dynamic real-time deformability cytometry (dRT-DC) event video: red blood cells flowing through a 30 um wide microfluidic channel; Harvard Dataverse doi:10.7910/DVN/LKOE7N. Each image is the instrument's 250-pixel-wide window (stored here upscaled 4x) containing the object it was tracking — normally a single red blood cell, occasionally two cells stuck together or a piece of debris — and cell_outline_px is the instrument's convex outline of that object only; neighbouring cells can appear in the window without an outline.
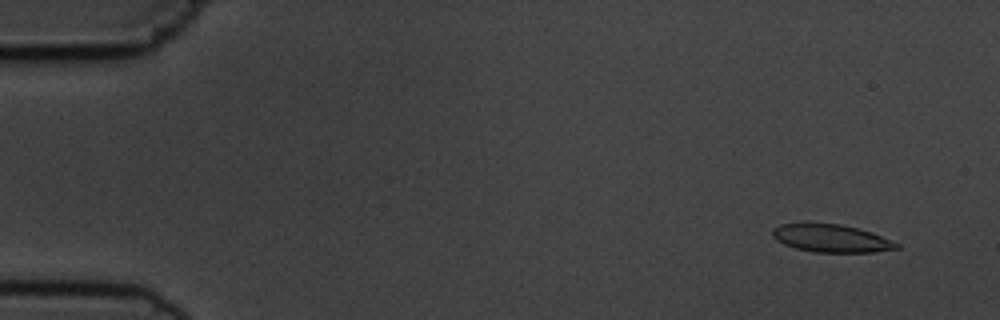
{"species": "common noctule bat (a hibernating species)", "species_latin": "Nyctalus noctula", "temperature_condition": "cold", "stored_images_in_passage": 5, "camera_frame_rate_fps": 3000, "um_per_image_px": 0.085, "animal": {"sex": "male", "body_mass_g": 19.5, "forearm_length_mm": 54.6}, "frame": {"image": 1, "passage_image": 1, "time_ms": 0.0, "image_size_px": [1000, 320], "cell_outline_px": [[900, 248], [872, 252], [816, 252], [796, 248], [784, 244], [776, 240], [772, 236], [772, 228], [780, 224], [840, 224], [872, 232], [900, 244]], "centroid_in_image_um": [70.66, 20.26], "position_along_channel_um": 14.3, "area_um2": 19.83}}
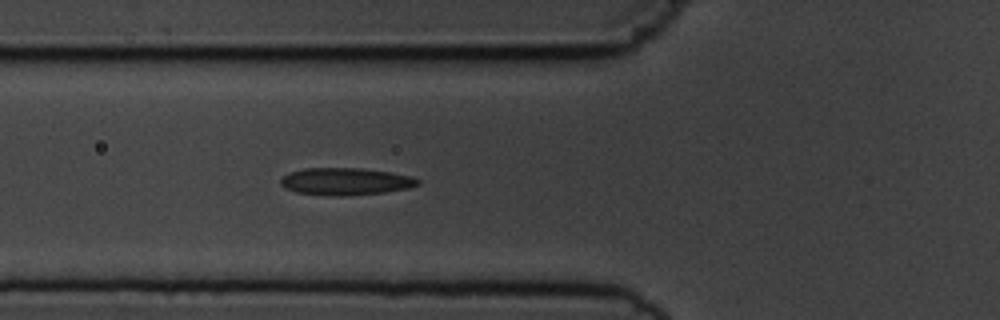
{"frame": {"image": 2, "passage_image": 5, "time_ms": 5.333, "image_size_px": [1000, 320], "cell_outline_px": [[420, 184], [408, 188], [384, 192], [340, 196], [336, 196], [296, 192], [284, 188], [280, 184], [280, 180], [288, 172], [304, 168], [364, 168], [392, 172], [412, 176], [420, 180]], "centroid_in_image_um": [29.38, 15.41], "position_along_channel_um": 96.4, "area_um2": 21.85}}